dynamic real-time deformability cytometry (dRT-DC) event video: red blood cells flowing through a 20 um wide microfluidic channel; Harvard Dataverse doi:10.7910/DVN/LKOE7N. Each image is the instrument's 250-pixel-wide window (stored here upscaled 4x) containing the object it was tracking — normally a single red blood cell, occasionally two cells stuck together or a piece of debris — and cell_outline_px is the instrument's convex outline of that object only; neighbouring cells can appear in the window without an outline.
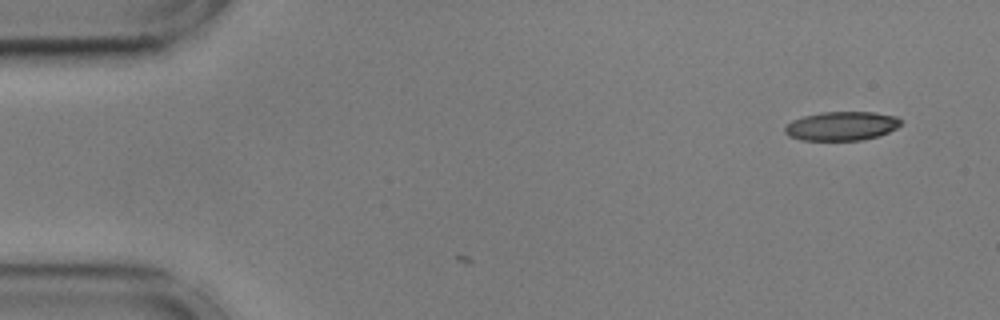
{"species": "common noctule bat (a hibernating species)", "species_latin": "Nyctalus noctula", "temperature_condition": "cold", "stored_images_in_passage": 4, "camera_frame_rate_fps": 3000, "um_per_image_px": 0.085, "animal": {"sex": "male", "body_mass_g": 17.9, "forearm_length_mm": 54.2}, "frame": {"image": 1, "passage_image": 4, "time_ms": 1.0, "image_size_px": [1000, 320], "cell_outline_px": [[900, 124], [896, 128], [880, 136], [864, 140], [800, 140], [788, 136], [784, 132], [784, 128], [792, 120], [804, 116], [820, 112], [876, 112], [896, 116], [900, 120]], "centroid_in_image_um": [71.52, 10.71], "position_along_channel_um": 13.5, "area_um2": 19.65}}